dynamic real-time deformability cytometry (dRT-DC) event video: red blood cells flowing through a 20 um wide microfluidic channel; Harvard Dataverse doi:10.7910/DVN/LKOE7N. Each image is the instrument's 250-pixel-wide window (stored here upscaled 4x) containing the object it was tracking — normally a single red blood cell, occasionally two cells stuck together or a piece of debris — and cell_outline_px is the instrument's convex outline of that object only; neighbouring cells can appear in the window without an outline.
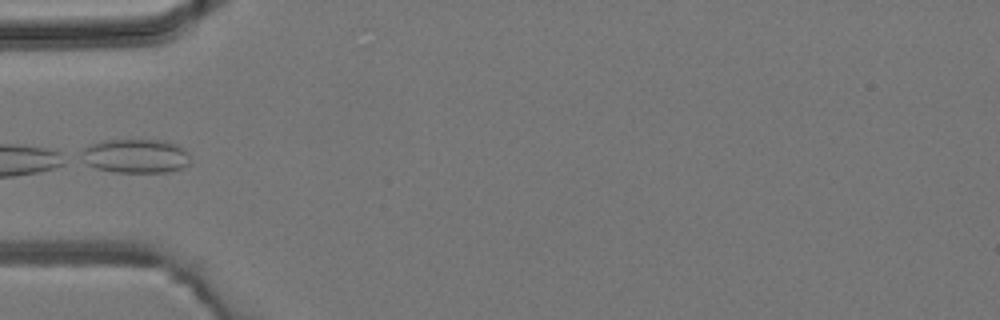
{"species": "common noctule bat (a hibernating species)", "species_latin": "Nyctalus noctula", "temperature_condition": "room temperature", "stored_images_in_passage": 5, "camera_frame_rate_fps": 3000, "um_per_image_px": 0.085, "animal": {"sex": "male", "body_mass_g": 19.2, "forearm_length_mm": 51.8}, "frame": {"image": 1, "passage_image": 4, "time_ms": 3.333, "image_size_px": [1000, 320], "cell_outline_px": [[188, 164], [180, 168], [168, 172], [116, 172], [96, 168], [88, 164], [80, 152], [84, 148], [92, 144], [104, 140], [164, 140], [176, 144], [184, 148], [188, 156]], "centroid_in_image_um": [11.54, 13.25], "position_along_channel_um": 73.5, "area_um2": 21.33}}
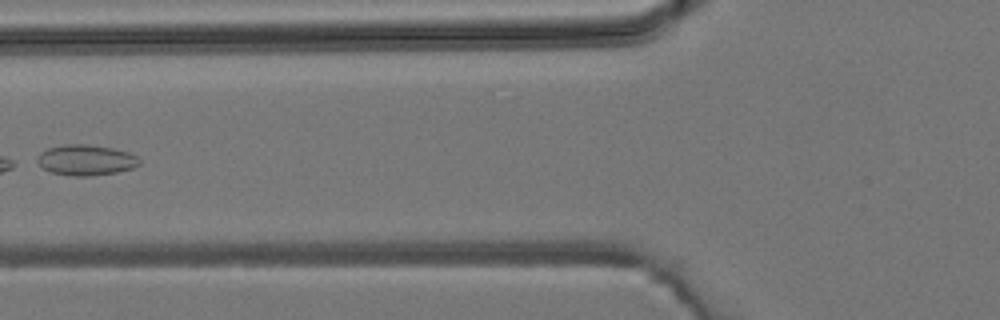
{"frame": {"image": 2, "passage_image": 5, "time_ms": 4.333, "image_size_px": [1000, 320], "cell_outline_px": [[140, 164], [132, 168], [116, 172], [88, 176], [72, 176], [52, 172], [44, 168], [36, 160], [36, 156], [40, 152], [48, 148], [64, 144], [88, 144], [112, 148], [128, 152], [136, 156], [140, 160]], "centroid_in_image_um": [7.29, 13.59], "position_along_channel_um": 118.5, "area_um2": 18.15}}